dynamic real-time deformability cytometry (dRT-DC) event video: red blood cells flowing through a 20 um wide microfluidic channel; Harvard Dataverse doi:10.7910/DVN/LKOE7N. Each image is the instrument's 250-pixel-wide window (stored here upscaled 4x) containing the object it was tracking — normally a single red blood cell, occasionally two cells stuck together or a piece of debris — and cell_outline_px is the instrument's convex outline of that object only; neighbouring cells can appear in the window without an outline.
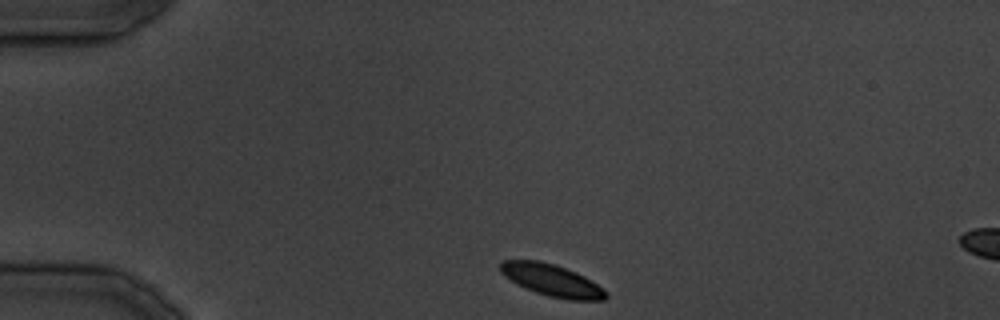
{"species": "common noctule bat (a hibernating species)", "species_latin": "Nyctalus noctula", "temperature_condition": "cold", "stored_images_in_passage": 4, "camera_frame_rate_fps": 3000, "um_per_image_px": 0.085, "animal": {"sex": "male", "body_mass_g": 19.5, "forearm_length_mm": 54.6}, "frame": {"image": 1, "passage_image": 1, "time_ms": 0.0, "image_size_px": [1000, 320], "cell_outline_px": [[608, 296], [604, 300], [568, 300], [548, 296], [536, 292], [516, 284], [500, 272], [500, 264], [504, 260], [540, 260], [556, 264], [576, 272], [592, 280], [604, 288], [608, 292]], "centroid_in_image_um": [46.95, 23.82], "position_along_channel_um": 38.1, "area_um2": 19.83}}